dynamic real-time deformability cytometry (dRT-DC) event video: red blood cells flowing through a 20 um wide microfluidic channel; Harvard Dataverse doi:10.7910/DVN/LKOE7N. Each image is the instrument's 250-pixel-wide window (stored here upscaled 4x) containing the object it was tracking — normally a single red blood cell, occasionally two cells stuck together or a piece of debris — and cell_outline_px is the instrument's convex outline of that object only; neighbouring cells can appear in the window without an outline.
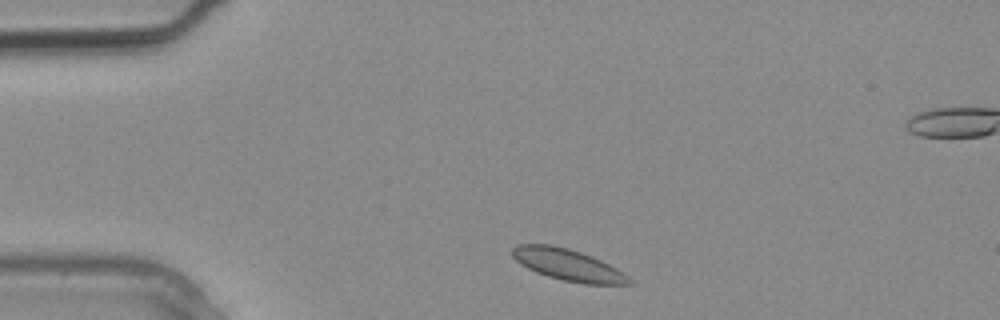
{"species": "common noctule bat (a hibernating species)", "species_latin": "Nyctalus noctula", "temperature_condition": "warm", "stored_images_in_passage": 2, "segment_of_instrument_passage": [1, 2], "camera_frame_rate_fps": 3000, "um_per_image_px": 0.085, "animal": {"sex": "male", "body_mass_g": 20.4}, "frame": {"image": 1, "passage_image": 1, "time_ms": 0.0, "image_size_px": [1000, 320], "cell_outline_px": [[632, 284], [584, 284], [564, 280], [548, 276], [536, 272], [520, 264], [512, 256], [512, 248], [516, 244], [552, 244], [568, 248], [592, 256], [616, 268], [628, 276], [632, 280]], "centroid_in_image_um": [48.25, 22.5], "position_along_channel_um": 36.7, "area_um2": 21.39}}